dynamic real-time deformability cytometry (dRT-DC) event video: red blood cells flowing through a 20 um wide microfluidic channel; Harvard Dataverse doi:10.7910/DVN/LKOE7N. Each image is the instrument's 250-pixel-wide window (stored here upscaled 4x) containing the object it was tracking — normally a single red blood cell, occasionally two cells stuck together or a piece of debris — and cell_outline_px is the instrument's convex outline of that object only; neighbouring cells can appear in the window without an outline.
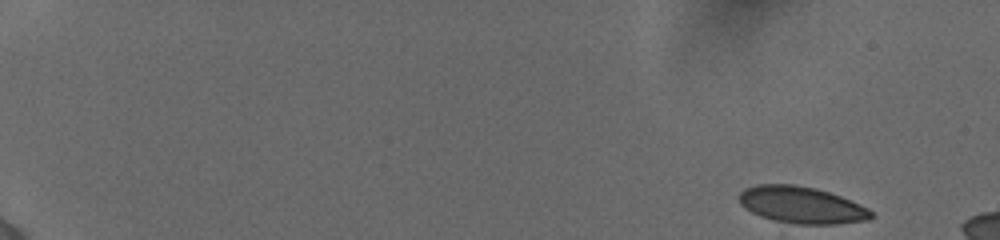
{"species": "human", "species_latin": "Homo sapiens", "temperature_condition": "cold", "stored_images_in_passage": 14, "camera_frame_rate_fps": 3000, "um_per_image_px": 0.085, "donor": {"sex": "female"}, "frame": {"image": 1, "passage_image": 1, "time_ms": 0.0, "image_size_px": [1000, 240], "cell_outline_px": [[876, 216], [868, 220], [836, 224], [796, 224], [776, 220], [760, 216], [744, 208], [740, 204], [736, 196], [744, 188], [756, 184], [792, 184], [816, 188], [840, 196], [860, 204], [868, 208]], "centroid_in_image_um": [68.11, 17.41], "position_along_channel_um": 16.9, "area_um2": 28.5}}